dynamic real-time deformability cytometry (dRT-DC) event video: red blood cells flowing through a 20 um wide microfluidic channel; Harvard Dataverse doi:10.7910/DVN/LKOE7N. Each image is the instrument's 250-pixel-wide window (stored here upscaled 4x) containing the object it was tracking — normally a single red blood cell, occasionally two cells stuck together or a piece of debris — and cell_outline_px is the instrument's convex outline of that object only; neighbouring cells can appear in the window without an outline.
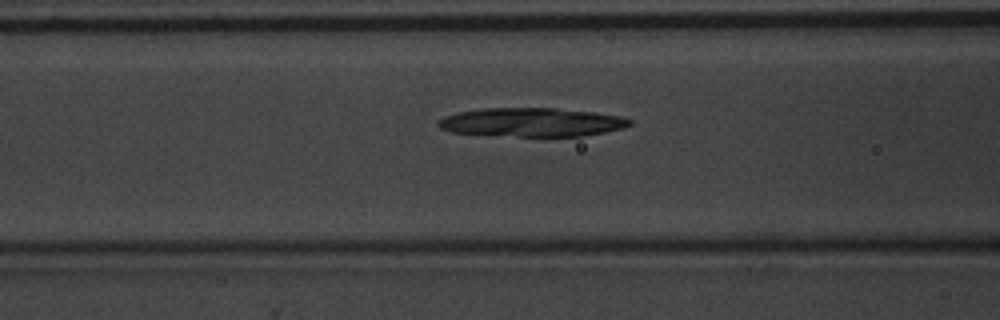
{"species": "common noctule bat (a hibernating species)", "species_latin": "Nyctalus noctula", "temperature_condition": "warm", "stored_images_in_passage": 53, "camera_frame_rate_fps": 3000, "um_per_image_px": 0.085, "animal": {"sex": "male", "body_mass_g": 20.1, "forearm_length_mm": 53.5}, "frame": {"image": 1, "passage_image": 22, "time_ms": 7.0, "image_size_px": [1000, 320], "cell_outline_px": [[632, 124], [624, 128], [584, 136], [520, 136], [452, 132], [440, 128], [436, 124], [436, 120], [444, 116], [456, 112], [484, 108], [556, 108], [592, 112], [620, 116], [632, 120]], "centroid_in_image_um": [45.18, 10.38], "position_along_channel_um": 121.4, "area_um2": 32.02}}
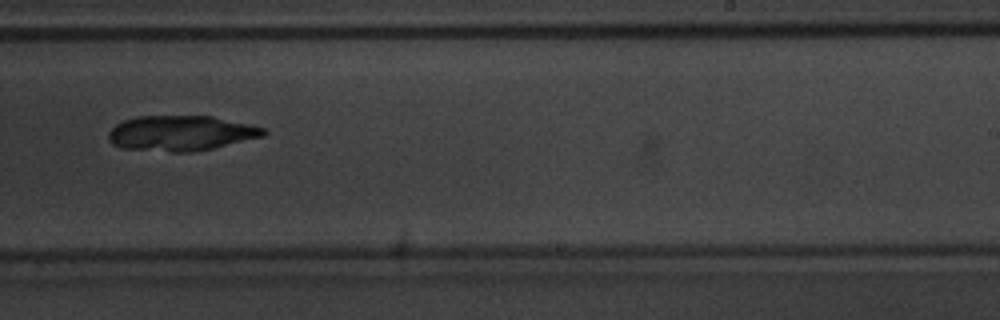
{"frame": {"image": 2, "passage_image": 34, "time_ms": 11.0, "image_size_px": [1000, 320], "cell_outline_px": [[268, 132], [264, 136], [212, 148], [192, 152], [172, 152], [124, 148], [112, 144], [108, 140], [108, 132], [116, 124], [124, 120], [136, 116], [212, 116], [252, 124], [268, 128]], "centroid_in_image_um": [15.41, 11.31], "position_along_channel_um": 273.6, "area_um2": 32.02}}
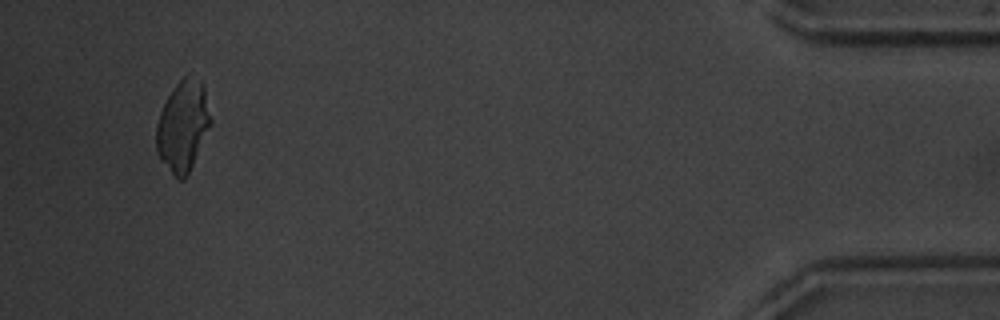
{"frame": {"image": 3, "passage_image": 51, "time_ms": 16.667, "image_size_px": [1000, 320], "cell_outline_px": [[212, 124], [184, 180], [176, 180], [156, 152], [156, 124], [160, 112], [172, 88], [188, 72], [204, 84], [212, 120]], "centroid_in_image_um": [15.55, 10.68], "position_along_channel_um": 419.6, "area_um2": 28.9}}